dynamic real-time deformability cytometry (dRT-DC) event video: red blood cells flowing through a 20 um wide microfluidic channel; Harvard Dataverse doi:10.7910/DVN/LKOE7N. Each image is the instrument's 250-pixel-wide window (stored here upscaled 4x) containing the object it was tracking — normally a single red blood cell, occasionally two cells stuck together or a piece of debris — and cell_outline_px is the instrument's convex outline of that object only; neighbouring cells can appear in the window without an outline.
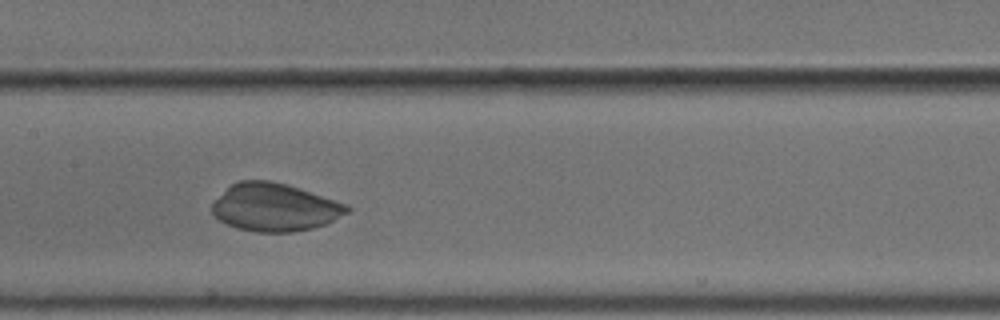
{"species": "common noctule bat (a hibernating species)", "species_latin": "Nyctalus noctula", "temperature_condition": "cold", "stored_images_in_passage": 42, "camera_frame_rate_fps": 3000, "um_per_image_px": 0.085, "animal": {"sex": "male", "body_mass_g": 18.8}, "frame": {"image": 1, "passage_image": 20, "time_ms": 6.333, "image_size_px": [1000, 320], "cell_outline_px": [[352, 208], [348, 212], [324, 224], [312, 228], [292, 232], [256, 232], [236, 228], [220, 220], [212, 212], [212, 204], [232, 184], [240, 180], [268, 180], [300, 188], [348, 204]], "centroid_in_image_um": [23.37, 17.62], "position_along_channel_um": 184.0, "area_um2": 37.22}}
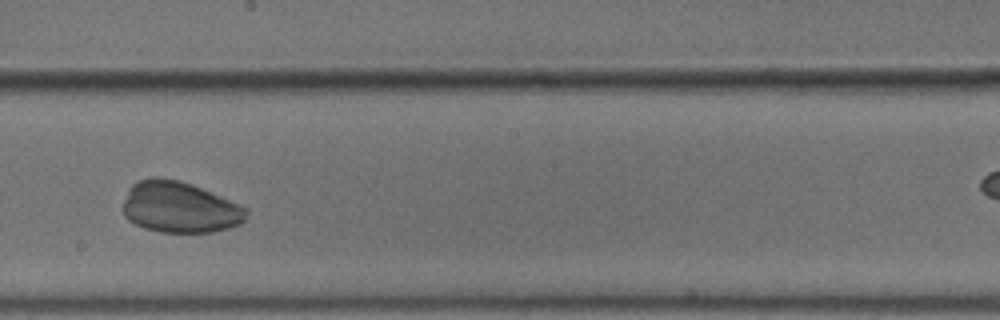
{"frame": {"image": 2, "passage_image": 24, "time_ms": 7.667, "image_size_px": [1000, 320], "cell_outline_px": [[248, 212], [244, 220], [240, 224], [228, 228], [212, 232], [160, 232], [144, 228], [128, 220], [124, 216], [120, 208], [128, 188], [136, 180], [152, 176], [156, 176], [180, 180], [192, 184], [240, 204], [248, 208]], "centroid_in_image_um": [15.22, 17.6], "position_along_channel_um": 233.0, "area_um2": 37.34}}
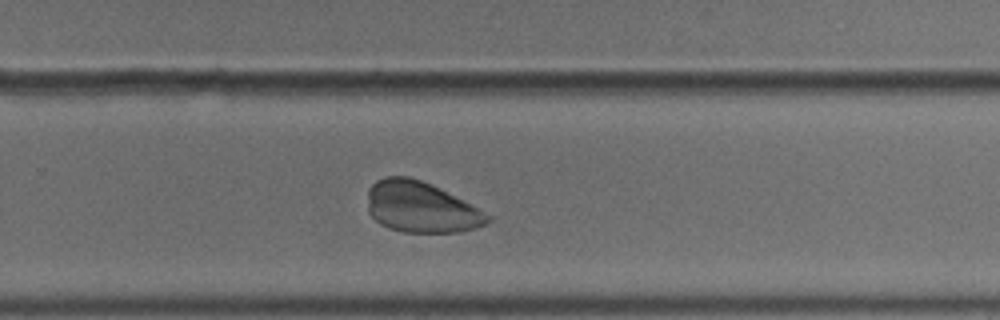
{"frame": {"image": 3, "passage_image": 29, "time_ms": 9.333, "image_size_px": [1000, 320], "cell_outline_px": [[492, 220], [476, 228], [460, 232], [404, 232], [388, 228], [380, 224], [368, 212], [368, 188], [376, 180], [384, 176], [408, 176], [432, 184], [492, 216]], "centroid_in_image_um": [35.76, 17.61], "position_along_channel_um": 294.0, "area_um2": 35.55}}